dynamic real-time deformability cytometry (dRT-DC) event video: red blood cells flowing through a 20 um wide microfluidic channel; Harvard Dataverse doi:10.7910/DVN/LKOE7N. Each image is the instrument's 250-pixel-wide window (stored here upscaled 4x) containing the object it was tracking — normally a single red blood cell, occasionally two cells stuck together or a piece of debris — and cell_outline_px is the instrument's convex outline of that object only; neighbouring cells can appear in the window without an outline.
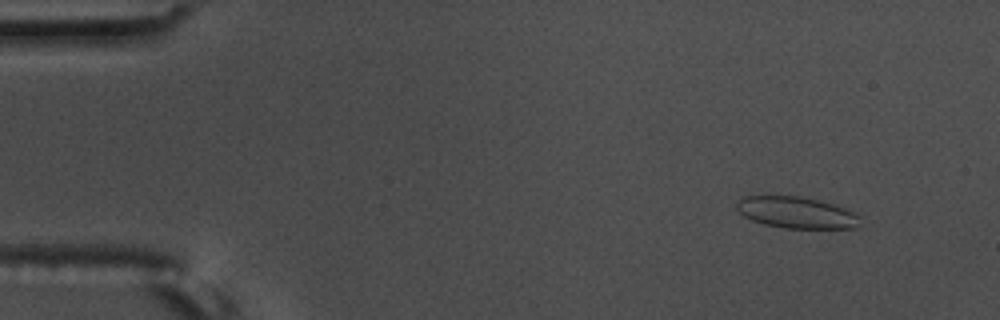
{"species": "common noctule bat (a hibernating species)", "species_latin": "Nyctalus noctula", "temperature_condition": "warm", "stored_images_in_passage": 57, "camera_frame_rate_fps": 3000, "um_per_image_px": 0.085, "animal": {"sex": "male", "body_mass_g": 17.5, "forearm_length_mm": 52.3}, "frame": {"image": 1, "passage_image": 6, "time_ms": 1.667, "image_size_px": [1000, 320], "cell_outline_px": [[860, 228], [784, 228], [764, 224], [752, 220], [744, 216], [736, 208], [736, 204], [744, 196], [800, 196], [832, 204], [844, 208], [860, 216]], "centroid_in_image_um": [67.71, 18.08], "position_along_channel_um": 17.3, "area_um2": 22.48}}
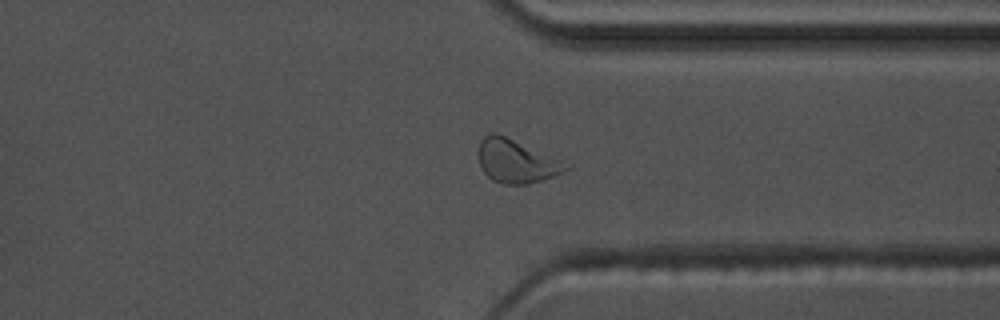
{"frame": {"image": 2, "passage_image": 44, "time_ms": 14.333, "image_size_px": [1000, 320], "cell_outline_px": [[572, 168], [564, 172], [528, 184], [504, 184], [492, 180], [480, 168], [480, 140], [484, 136], [492, 132], [496, 132], [564, 160], [572, 164]], "centroid_in_image_um": [43.95, 13.69], "position_along_channel_um": 367.5, "area_um2": 22.25}}
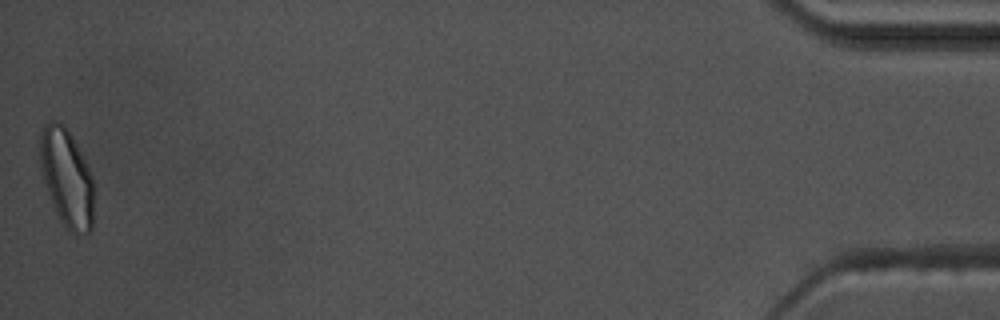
{"frame": {"image": 3, "passage_image": 57, "time_ms": 18.667, "image_size_px": [1000, 320], "cell_outline_px": [[92, 228], [88, 232], [72, 232], [60, 220], [56, 212], [48, 192], [44, 180], [40, 164], [40, 132], [44, 124], [48, 120], [60, 120], [64, 124], [72, 136], [92, 176]], "centroid_in_image_um": [5.64, 15.03], "position_along_channel_um": 429.6, "area_um2": 30.11}, "authors_computed_cell_mechanics": {"area_um2": 21.7906, "velocity_mm_per_s": 3.6188, "shape_relaxation_time_tau1_ms": 8.9233, "shape_relaxation_time_tau2_ms": 0.7908, "deformation_change_tau1": 0.1823, "deformation_change_tau2": 0.0674}}